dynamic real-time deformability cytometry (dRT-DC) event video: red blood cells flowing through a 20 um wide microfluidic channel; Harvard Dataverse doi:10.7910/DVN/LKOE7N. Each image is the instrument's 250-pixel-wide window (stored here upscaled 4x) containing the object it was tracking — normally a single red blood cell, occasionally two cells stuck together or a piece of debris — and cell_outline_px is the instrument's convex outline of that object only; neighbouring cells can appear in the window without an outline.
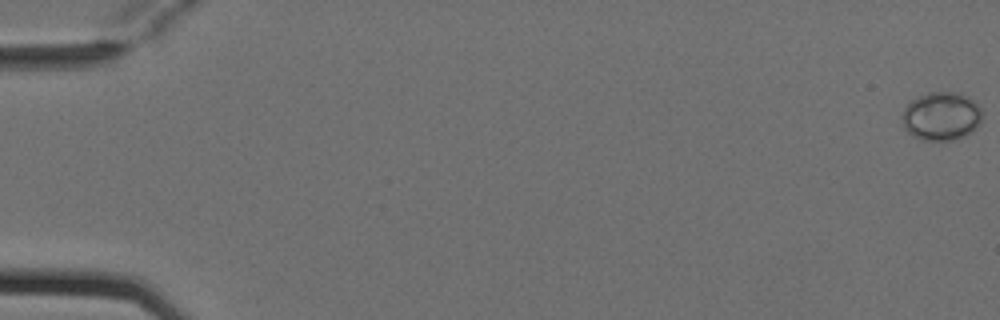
{"species": "Egyptian fruit bat (a non-hibernating species)", "species_latin": "Rousettus aegyptiacus", "temperature_condition": "cold", "stored_images_in_passage": 8, "camera_frame_rate_fps": 3000, "um_per_image_px": 0.085, "animal": {"sex": "female"}, "frame": {"image": 1, "passage_image": 1, "time_ms": 0.0, "image_size_px": [1000, 320], "cell_outline_px": [[980, 124], [972, 132], [964, 136], [952, 140], [920, 140], [912, 136], [904, 128], [900, 116], [904, 108], [916, 96], [928, 92], [960, 92], [968, 96], [980, 108]], "centroid_in_image_um": [79.97, 9.87], "position_along_channel_um": 5.0, "area_um2": 22.83}}
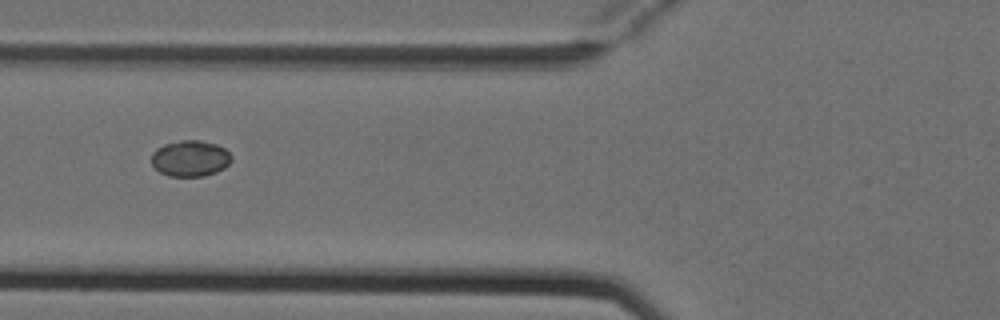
{"frame": {"image": 2, "passage_image": 6, "time_ms": 1.667, "image_size_px": [1000, 320], "cell_outline_px": [[232, 160], [224, 168], [216, 172], [204, 176], [168, 176], [160, 172], [152, 164], [152, 152], [156, 148], [164, 144], [180, 140], [200, 140], [216, 144], [224, 148], [232, 156]], "centroid_in_image_um": [16.17, 13.46], "position_along_channel_um": 109.6, "area_um2": 16.88}}
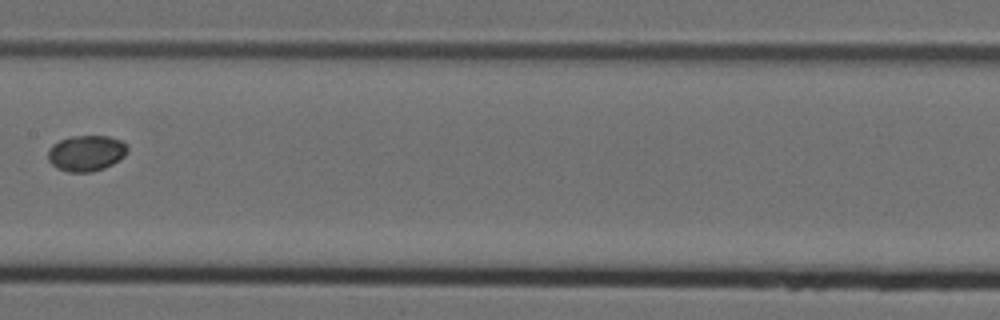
{"frame": {"image": 3, "passage_image": 8, "time_ms": 2.333, "image_size_px": [1000, 320], "cell_outline_px": [[128, 152], [120, 160], [104, 168], [92, 172], [68, 172], [56, 168], [48, 160], [48, 148], [52, 144], [60, 140], [72, 136], [108, 136], [120, 140], [128, 144]], "centroid_in_image_um": [7.34, 13.02], "position_along_channel_um": 200.1, "area_um2": 16.82}}